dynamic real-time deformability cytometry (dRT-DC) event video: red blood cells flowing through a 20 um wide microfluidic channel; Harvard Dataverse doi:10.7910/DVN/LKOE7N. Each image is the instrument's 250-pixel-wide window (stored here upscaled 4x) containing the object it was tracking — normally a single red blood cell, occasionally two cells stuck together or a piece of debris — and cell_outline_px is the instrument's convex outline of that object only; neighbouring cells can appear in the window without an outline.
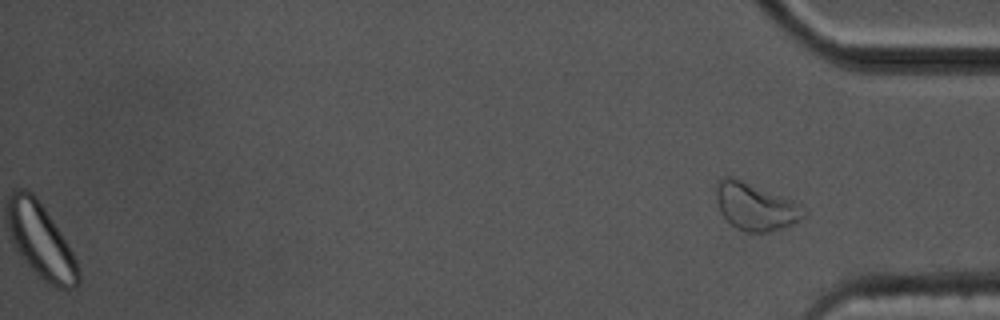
{"species": "common noctule bat (a hibernating species)", "species_latin": "Nyctalus noctula", "temperature_condition": "cold", "stored_images_in_passage": 52, "segment_of_instrument_passage": [2, 2], "camera_frame_rate_fps": 3000, "um_per_image_px": 0.085, "animal": {"sex": "male", "body_mass_g": 17.5, "forearm_length_mm": 52.3}, "frame": {"image": 1, "passage_image": 52, "time_ms": 17.0, "image_size_px": [1000, 320], "cell_outline_px": [[804, 216], [800, 220], [792, 224], [768, 232], [744, 232], [736, 228], [724, 216], [716, 200], [716, 180], [724, 176], [732, 176], [792, 200]], "centroid_in_image_um": [64.12, 17.54], "position_along_channel_um": 371.1, "area_um2": 23.47}}